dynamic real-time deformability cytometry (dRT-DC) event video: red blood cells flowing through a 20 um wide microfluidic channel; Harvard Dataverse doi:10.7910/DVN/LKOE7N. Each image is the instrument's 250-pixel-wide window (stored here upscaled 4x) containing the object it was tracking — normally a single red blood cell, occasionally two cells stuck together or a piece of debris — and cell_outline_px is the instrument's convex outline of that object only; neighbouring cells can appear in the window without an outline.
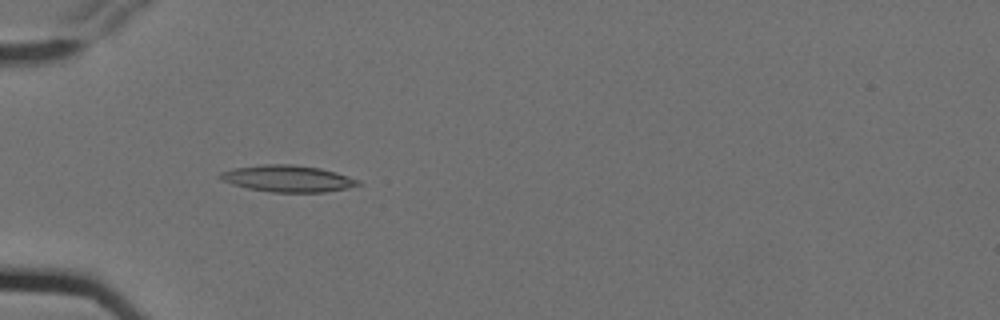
{"species": "Egyptian fruit bat (a non-hibernating species)", "species_latin": "Rousettus aegyptiacus", "temperature_condition": "cold", "stored_images_in_passage": 5, "camera_frame_rate_fps": 3000, "um_per_image_px": 0.085, "animal": {"sex": "female"}, "frame": {"image": 1, "passage_image": 4, "time_ms": 1.0, "image_size_px": [1000, 320], "cell_outline_px": [[360, 184], [348, 188], [324, 192], [272, 192], [248, 188], [232, 184], [220, 180], [216, 176], [220, 172], [232, 168], [264, 164], [292, 164], [320, 168], [336, 172], [360, 180]], "centroid_in_image_um": [24.41, 15.17], "position_along_channel_um": 60.6, "area_um2": 21.5}}
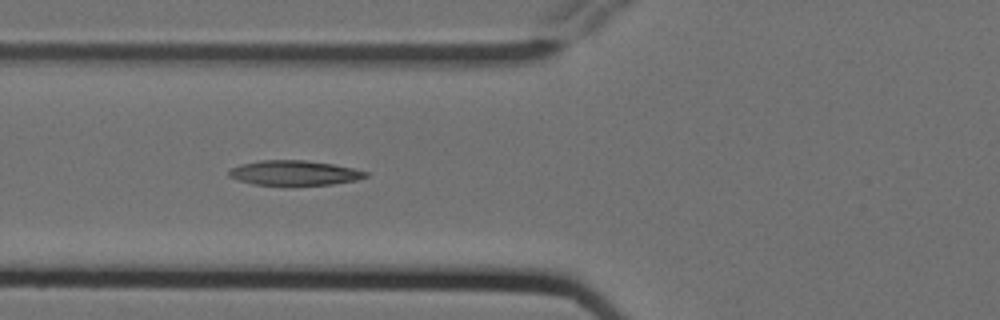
{"frame": {"image": 2, "passage_image": 5, "time_ms": 1.333, "image_size_px": [1000, 320], "cell_outline_px": [[368, 176], [356, 180], [332, 184], [252, 184], [236, 180], [228, 176], [228, 172], [232, 168], [240, 164], [260, 160], [304, 160], [332, 164], [352, 168], [368, 172]], "centroid_in_image_um": [24.98, 14.68], "position_along_channel_um": 100.8, "area_um2": 19.48}}